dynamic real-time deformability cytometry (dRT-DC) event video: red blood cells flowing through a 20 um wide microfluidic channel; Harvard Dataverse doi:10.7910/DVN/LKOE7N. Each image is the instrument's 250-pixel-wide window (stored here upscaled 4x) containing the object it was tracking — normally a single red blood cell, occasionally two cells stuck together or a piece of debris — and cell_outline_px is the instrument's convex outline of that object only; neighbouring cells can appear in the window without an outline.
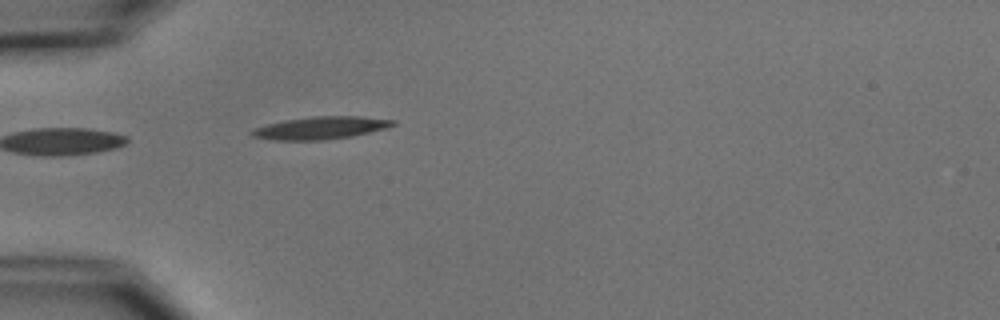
{"species": "common noctule bat (a hibernating species)", "species_latin": "Nyctalus noctula", "temperature_condition": "cold", "stored_images_in_passage": 5, "segment_of_instrument_passage": [2, 2], "camera_frame_rate_fps": 3000, "um_per_image_px": 0.085, "animal": {"sex": "male", "body_mass_g": 15.6}, "frame": {"image": 1, "passage_image": 5, "time_ms": 4.667, "image_size_px": [1000, 320], "cell_outline_px": [[396, 124], [388, 128], [352, 136], [320, 140], [272, 140], [252, 136], [248, 132], [252, 128], [284, 120], [312, 116], [360, 116], [396, 120]], "centroid_in_image_um": [27.24, 10.86], "position_along_channel_um": 57.8, "area_um2": 18.67}}